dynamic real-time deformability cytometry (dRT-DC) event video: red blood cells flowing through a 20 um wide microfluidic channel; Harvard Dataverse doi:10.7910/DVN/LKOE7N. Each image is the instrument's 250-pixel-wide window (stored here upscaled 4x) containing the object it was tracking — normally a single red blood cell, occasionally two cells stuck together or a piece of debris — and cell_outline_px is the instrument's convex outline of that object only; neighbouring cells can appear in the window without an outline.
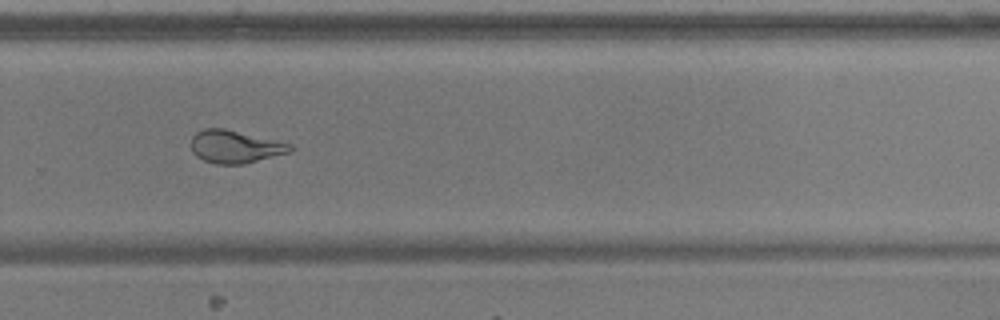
{"species": "common noctule bat (a hibernating species)", "species_latin": "Nyctalus noctula", "temperature_condition": "warm", "stored_images_in_passage": 41, "camera_frame_rate_fps": 3000, "um_per_image_px": 0.085, "animal": {"sex": "male", "body_mass_g": 17.9, "forearm_length_mm": 54.2}, "frame": {"image": 1, "passage_image": 24, "time_ms": 7.667, "image_size_px": [1000, 320], "cell_outline_px": [[296, 148], [288, 152], [244, 164], [216, 164], [204, 160], [196, 156], [192, 152], [192, 136], [196, 132], [204, 128], [224, 128], [292, 144]], "centroid_in_image_um": [19.97, 12.46], "position_along_channel_um": 309.8, "area_um2": 18.79}, "authors_computed_cell_mechanics": {"area_um2": 19.5364, "velocity_mm_per_s": 3.7288, "shape_relaxation_time_tau1_ms": 8.8504, "shape_relaxation_time_tau2_ms": 0.8176, "deformation_change_tau1": 0.2211, "deformation_change_tau2": 0.0654}}